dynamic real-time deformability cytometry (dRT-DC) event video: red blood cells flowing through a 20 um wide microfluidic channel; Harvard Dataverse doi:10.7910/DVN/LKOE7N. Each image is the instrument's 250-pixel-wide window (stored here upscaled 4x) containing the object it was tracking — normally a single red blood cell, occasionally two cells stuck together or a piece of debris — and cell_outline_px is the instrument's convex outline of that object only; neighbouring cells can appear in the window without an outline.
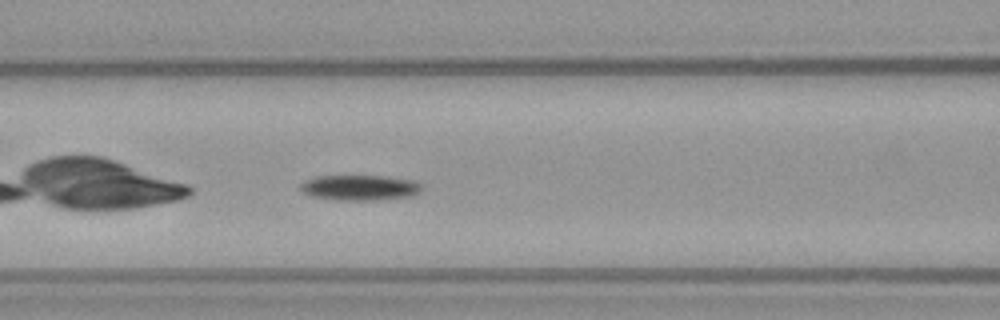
{"species": "common noctule bat (a hibernating species)", "species_latin": "Nyctalus noctula", "temperature_condition": "warm", "stored_images_in_passage": 37, "camera_frame_rate_fps": 3000, "um_per_image_px": 0.085, "animal": {"sex": "female", "body_mass_g": 21.9}, "frame": {"image": 1, "passage_image": 6, "time_ms": 1.667, "image_size_px": [1000, 320], "cell_outline_px": [[424, 188], [420, 192], [412, 196], [372, 200], [336, 200], [312, 196], [304, 192], [300, 188], [300, 184], [304, 180], [316, 176], [388, 176], [412, 180], [424, 184]], "centroid_in_image_um": [30.62, 15.94], "position_along_channel_um": 136.0, "area_um2": 18.09}, "authors_computed_cell_mechanics": {"area_um2": 17.5712, "velocity_mm_per_s": 3.9314, "shape_relaxation_time_tau1_ms": 3.1608, "shape_relaxation_time_tau2_ms": null, "deformation_change_tau1": 0.0869, "deformation_change_tau2": null}}